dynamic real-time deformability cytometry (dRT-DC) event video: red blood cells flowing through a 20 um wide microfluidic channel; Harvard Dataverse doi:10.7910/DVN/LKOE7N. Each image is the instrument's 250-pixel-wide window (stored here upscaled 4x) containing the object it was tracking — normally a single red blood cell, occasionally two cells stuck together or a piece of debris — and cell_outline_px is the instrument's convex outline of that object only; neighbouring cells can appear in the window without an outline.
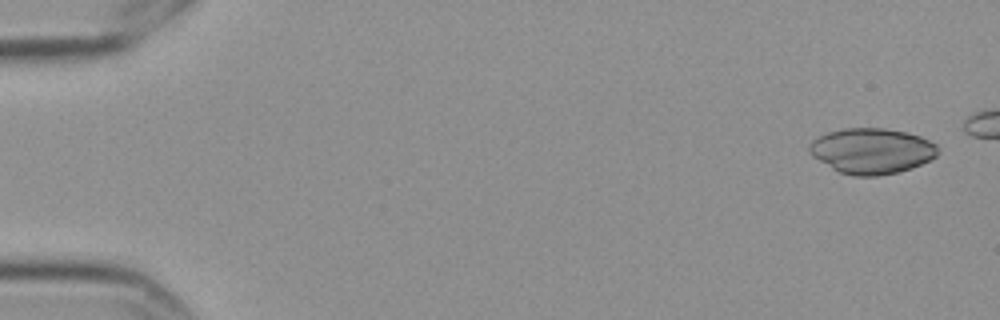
{"species": "Egyptian fruit bat (a non-hibernating species)", "species_latin": "Rousettus aegyptiacus", "temperature_condition": "cold", "stored_images_in_passage": 10, "segment_of_instrument_passage": [1, 2], "camera_frame_rate_fps": 3000, "um_per_image_px": 0.085, "frame": {"image": 1, "passage_image": 1, "time_ms": 0.0, "image_size_px": [1000, 320], "cell_outline_px": [[936, 156], [912, 168], [896, 172], [876, 176], [852, 176], [840, 172], [832, 168], [812, 156], [808, 152], [808, 144], [812, 140], [828, 132], [844, 128], [884, 128], [904, 132], [920, 136], [936, 144]], "centroid_in_image_um": [74.05, 12.82], "position_along_channel_um": 11.0, "area_um2": 33.87}}